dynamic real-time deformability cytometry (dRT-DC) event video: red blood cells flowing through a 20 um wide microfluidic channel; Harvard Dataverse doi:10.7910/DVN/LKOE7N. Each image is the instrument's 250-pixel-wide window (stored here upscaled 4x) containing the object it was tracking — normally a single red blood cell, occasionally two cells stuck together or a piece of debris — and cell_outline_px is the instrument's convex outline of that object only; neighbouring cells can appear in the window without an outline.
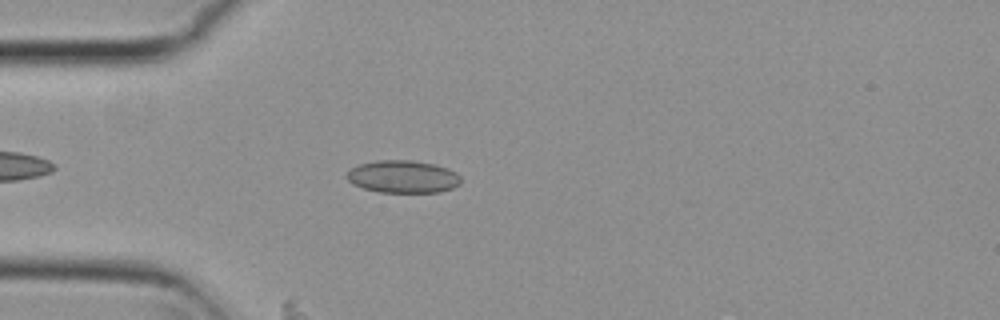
{"species": "common noctule bat (a hibernating species)", "species_latin": "Nyctalus noctula", "temperature_condition": "cold", "stored_images_in_passage": 46, "segment_of_instrument_passage": [1, 2], "camera_frame_rate_fps": 3000, "um_per_image_px": 0.085, "animal": {"sex": "female", "body_mass_g": 29.2, "forearm_length_mm": 56.3}, "frame": {"image": 1, "passage_image": 6, "time_ms": 1.667, "image_size_px": [1000, 320], "cell_outline_px": [[460, 184], [452, 188], [440, 192], [380, 192], [364, 188], [352, 184], [344, 176], [352, 168], [360, 164], [376, 160], [412, 160], [436, 164], [448, 168], [456, 172], [460, 176]], "centroid_in_image_um": [34.26, 15.01], "position_along_channel_um": 50.7, "area_um2": 21.73}}